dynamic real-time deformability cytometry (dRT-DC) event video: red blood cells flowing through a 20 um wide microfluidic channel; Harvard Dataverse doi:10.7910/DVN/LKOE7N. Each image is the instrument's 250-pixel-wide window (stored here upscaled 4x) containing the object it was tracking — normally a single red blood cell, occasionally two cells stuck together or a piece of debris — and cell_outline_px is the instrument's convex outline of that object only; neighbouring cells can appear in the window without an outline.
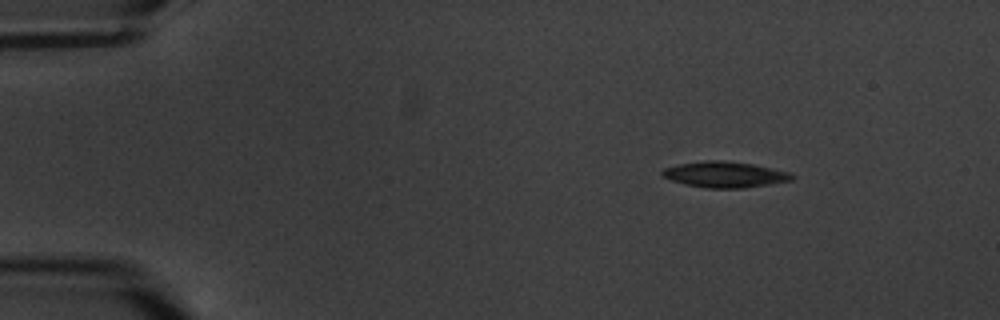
{"species": "common noctule bat (a hibernating species)", "species_latin": "Nyctalus noctula", "temperature_condition": "warm", "stored_images_in_passage": 5, "camera_frame_rate_fps": 3000, "um_per_image_px": 0.085, "animal": {"sex": "male", "body_mass_g": 20.1, "forearm_length_mm": 53.5}, "frame": {"image": 1, "passage_image": 1, "time_ms": 0.0, "image_size_px": [1000, 320], "cell_outline_px": [[796, 176], [792, 180], [744, 188], [708, 188], [684, 184], [660, 176], [660, 172], [664, 168], [680, 164], [704, 160], [720, 160], [752, 164], [788, 172]], "centroid_in_image_um": [61.56, 14.83], "position_along_channel_um": 23.4, "area_um2": 19.42}}
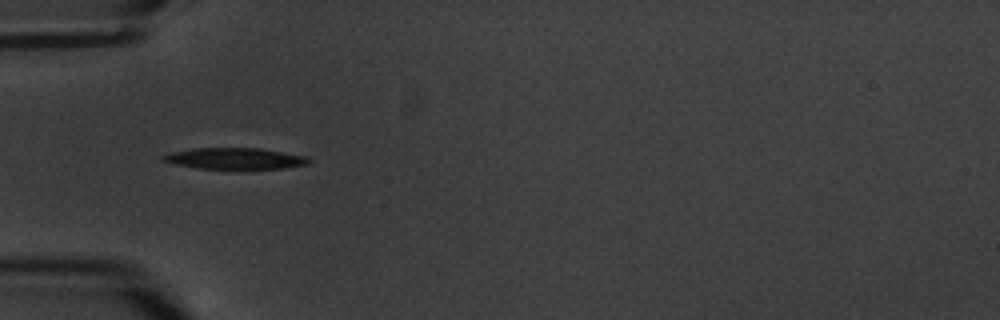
{"frame": {"image": 2, "passage_image": 4, "time_ms": 3.667, "image_size_px": [1000, 320], "cell_outline_px": [[312, 160], [308, 164], [284, 168], [196, 168], [172, 164], [160, 160], [160, 156], [172, 152], [192, 148], [260, 148], [304, 156]], "centroid_in_image_um": [19.89, 13.47], "position_along_channel_um": 65.1, "area_um2": 17.92}}